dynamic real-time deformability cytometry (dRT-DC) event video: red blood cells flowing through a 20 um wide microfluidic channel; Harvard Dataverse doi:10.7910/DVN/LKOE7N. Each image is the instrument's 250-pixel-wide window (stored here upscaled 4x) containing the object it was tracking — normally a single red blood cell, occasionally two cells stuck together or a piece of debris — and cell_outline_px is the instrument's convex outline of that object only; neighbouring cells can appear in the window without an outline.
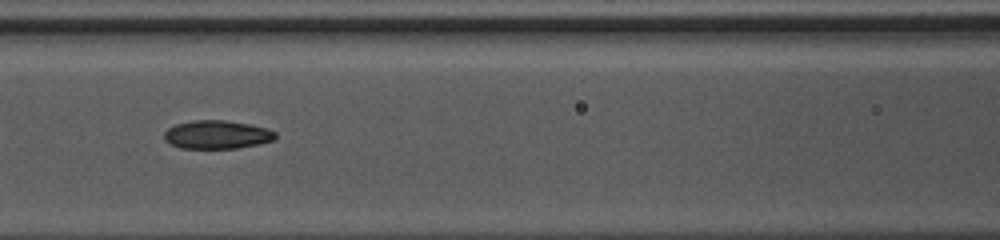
{"species": "common noctule bat (a hibernating species)", "species_latin": "Nyctalus noctula", "temperature_condition": "warm", "stored_images_in_passage": 47, "camera_frame_rate_fps": 3000, "um_per_image_px": 0.085, "animal": {"sex": "female", "body_mass_g": 10.0, "forearm_length_mm": 53.1}, "frame": {"image": 1, "passage_image": 21, "time_ms": 6.667, "image_size_px": [1000, 240], "cell_outline_px": [[276, 140], [236, 148], [180, 148], [164, 140], [164, 132], [168, 128], [176, 124], [192, 120], [224, 120], [248, 124], [268, 128], [276, 132]], "centroid_in_image_um": [18.44, 11.44], "position_along_channel_um": 148.2, "area_um2": 18.38}}
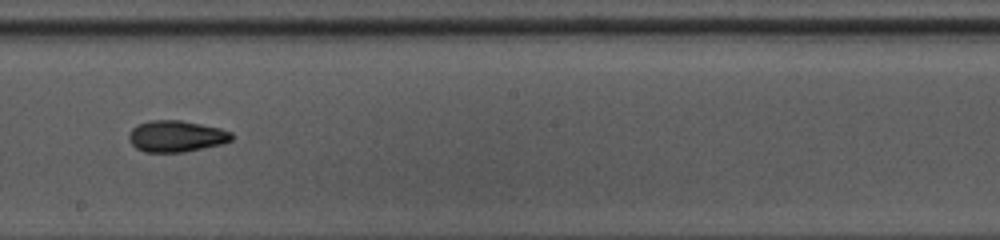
{"frame": {"image": 2, "passage_image": 27, "time_ms": 8.667, "image_size_px": [1000, 240], "cell_outline_px": [[232, 140], [220, 144], [184, 152], [144, 152], [136, 148], [128, 140], [128, 136], [132, 128], [136, 124], [152, 120], [180, 120], [220, 128], [232, 132]], "centroid_in_image_um": [14.94, 11.58], "position_along_channel_um": 233.3, "area_um2": 18.79}}
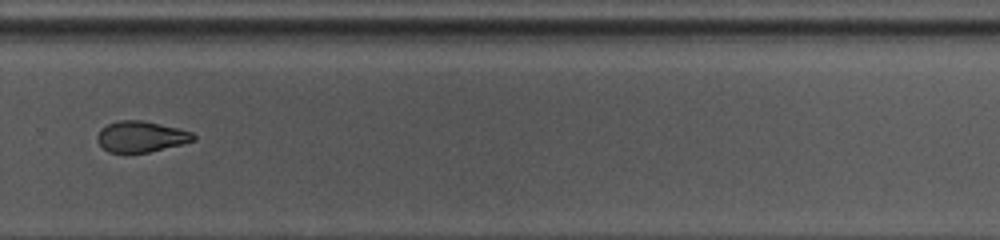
{"frame": {"image": 3, "passage_image": 33, "time_ms": 10.667, "image_size_px": [1000, 240], "cell_outline_px": [[196, 140], [148, 152], [108, 152], [96, 140], [96, 136], [100, 128], [108, 124], [120, 120], [144, 120], [192, 132], [196, 136]], "centroid_in_image_um": [11.96, 11.6], "position_along_channel_um": 317.8, "area_um2": 17.17}, "authors_computed_cell_mechanics": {"area_um2": 19.074, "velocity_mm_per_s": 4.2591, "shape_relaxation_time_tau1_ms": 6.2167, "shape_relaxation_time_tau2_ms": 2.2032, "deformation_change_tau1": 0.1659, "deformation_change_tau2": 0.0766}}